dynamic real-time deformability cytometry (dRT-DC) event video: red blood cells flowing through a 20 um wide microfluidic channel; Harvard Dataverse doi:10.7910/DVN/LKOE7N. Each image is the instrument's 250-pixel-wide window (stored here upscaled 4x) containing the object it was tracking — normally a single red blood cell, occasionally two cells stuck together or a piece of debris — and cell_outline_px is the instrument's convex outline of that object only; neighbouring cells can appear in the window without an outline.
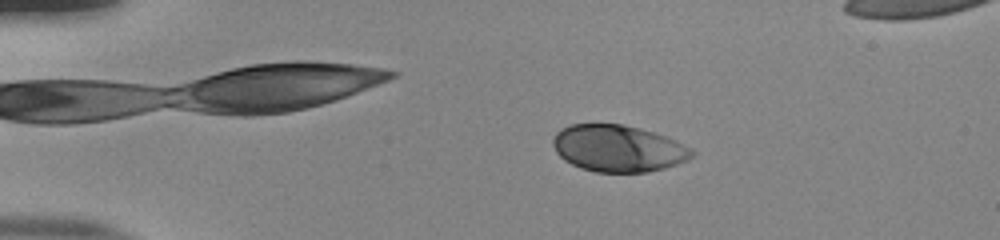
{"species": "human", "species_latin": "Homo sapiens", "temperature_condition": "room temperature", "stored_images_in_passage": 49, "camera_frame_rate_fps": 3000, "um_per_image_px": 0.085, "donor": {"sex": "male"}, "frame": {"image": 1, "passage_image": 7, "time_ms": 2.0, "image_size_px": [1000, 240], "cell_outline_px": [[696, 152], [688, 160], [664, 168], [648, 172], [596, 172], [580, 168], [564, 160], [556, 152], [552, 144], [552, 140], [556, 132], [560, 128], [568, 124], [624, 124], [640, 128], [664, 136], [692, 148]], "centroid_in_image_um": [52.51, 12.61], "position_along_channel_um": 32.5, "area_um2": 37.97}}
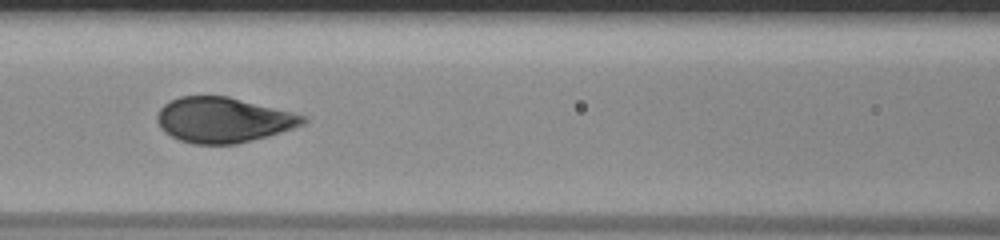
{"frame": {"image": 2, "passage_image": 21, "time_ms": 6.667, "image_size_px": [1000, 240], "cell_outline_px": [[308, 120], [304, 124], [268, 136], [236, 144], [192, 144], [180, 140], [164, 132], [160, 128], [156, 120], [156, 116], [160, 108], [164, 104], [180, 96], [228, 96], [308, 116]], "centroid_in_image_um": [18.96, 10.19], "position_along_channel_um": 147.6, "area_um2": 38.44}}
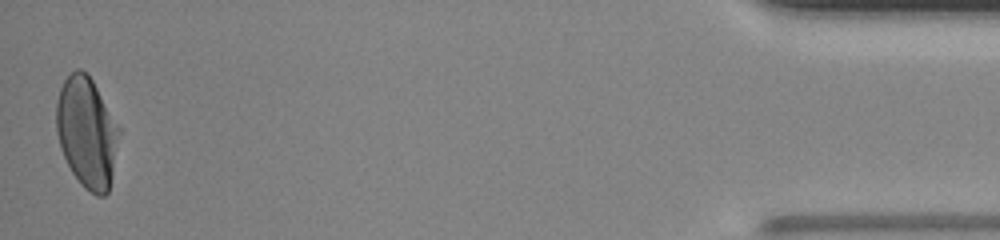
{"frame": {"image": 3, "passage_image": 49, "time_ms": 16.0, "image_size_px": [1000, 240], "cell_outline_px": [[120, 132], [108, 192], [104, 196], [96, 196], [84, 188], [72, 172], [60, 148], [56, 132], [56, 100], [60, 88], [64, 80], [76, 68], [80, 68], [92, 80], [120, 128]], "centroid_in_image_um": [7.36, 11.25], "position_along_channel_um": 427.8, "area_um2": 40.17}, "authors_computed_cell_mechanics": {"area_um2": 39.3618, "velocity_mm_per_s": 3.8648, "shape_relaxation_time_tau1_ms": 3.7198, "shape_relaxation_time_tau2_ms": null, "deformation_change_tau1": 0.1856, "deformation_change_tau2": null}}